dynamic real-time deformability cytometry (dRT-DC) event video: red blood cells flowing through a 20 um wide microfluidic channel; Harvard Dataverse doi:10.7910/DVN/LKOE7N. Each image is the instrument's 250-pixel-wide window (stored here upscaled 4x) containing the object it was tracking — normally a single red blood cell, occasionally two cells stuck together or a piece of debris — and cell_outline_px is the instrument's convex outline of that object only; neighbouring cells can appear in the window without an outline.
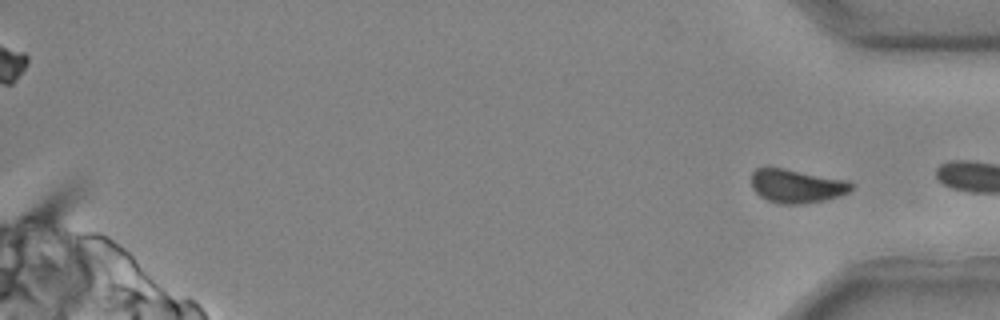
{"species": "common noctule bat (a hibernating species)", "species_latin": "Nyctalus noctula", "temperature_condition": "cold", "stored_images_in_passage": 37, "segment_of_instrument_passage": [2, 2], "camera_frame_rate_fps": 3000, "um_per_image_px": 0.085, "animal": {"sex": "male", "body_mass_g": 20.4}, "frame": {"image": 1, "passage_image": 37, "time_ms": 12.0, "image_size_px": [1000, 320], "cell_outline_px": [[852, 188], [848, 192], [840, 196], [824, 200], [796, 204], [784, 204], [768, 200], [760, 196], [752, 188], [752, 172], [756, 168], [784, 168], [848, 180], [852, 184]], "centroid_in_image_um": [67.72, 15.8], "position_along_channel_um": 367.5, "area_um2": 19.42}}